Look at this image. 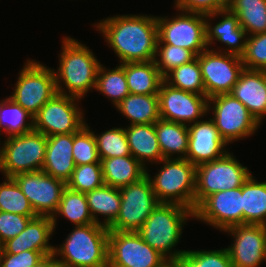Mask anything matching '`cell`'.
<instances>
[{"label":"cell","mask_w":266,"mask_h":267,"mask_svg":"<svg viewBox=\"0 0 266 267\" xmlns=\"http://www.w3.org/2000/svg\"><path fill=\"white\" fill-rule=\"evenodd\" d=\"M92 25L113 49L119 64L154 60L158 41L157 16L116 15Z\"/></svg>","instance_id":"6da1fadb"},{"label":"cell","mask_w":266,"mask_h":267,"mask_svg":"<svg viewBox=\"0 0 266 267\" xmlns=\"http://www.w3.org/2000/svg\"><path fill=\"white\" fill-rule=\"evenodd\" d=\"M61 48L59 67L54 70L57 93L84 98L96 87L101 63L85 44L74 38L64 37Z\"/></svg>","instance_id":"7a4b0ae2"},{"label":"cell","mask_w":266,"mask_h":267,"mask_svg":"<svg viewBox=\"0 0 266 267\" xmlns=\"http://www.w3.org/2000/svg\"><path fill=\"white\" fill-rule=\"evenodd\" d=\"M190 217L194 218V211L187 207L159 203L137 232L150 247L159 251L170 262H178L186 250L174 248L179 243L183 226Z\"/></svg>","instance_id":"3957f363"},{"label":"cell","mask_w":266,"mask_h":267,"mask_svg":"<svg viewBox=\"0 0 266 267\" xmlns=\"http://www.w3.org/2000/svg\"><path fill=\"white\" fill-rule=\"evenodd\" d=\"M108 236V227L97 223L75 226L53 255L62 267H108Z\"/></svg>","instance_id":"277c9868"},{"label":"cell","mask_w":266,"mask_h":267,"mask_svg":"<svg viewBox=\"0 0 266 267\" xmlns=\"http://www.w3.org/2000/svg\"><path fill=\"white\" fill-rule=\"evenodd\" d=\"M152 178L146 169L155 196L160 203L179 204L195 210L196 166L187 159L165 158Z\"/></svg>","instance_id":"5b68a950"},{"label":"cell","mask_w":266,"mask_h":267,"mask_svg":"<svg viewBox=\"0 0 266 267\" xmlns=\"http://www.w3.org/2000/svg\"><path fill=\"white\" fill-rule=\"evenodd\" d=\"M47 137L36 130L8 137L0 146V172L5 177L43 169Z\"/></svg>","instance_id":"8992f818"},{"label":"cell","mask_w":266,"mask_h":267,"mask_svg":"<svg viewBox=\"0 0 266 267\" xmlns=\"http://www.w3.org/2000/svg\"><path fill=\"white\" fill-rule=\"evenodd\" d=\"M251 174L229 151L219 159L197 165L195 208L211 194L242 187Z\"/></svg>","instance_id":"52a82bcc"},{"label":"cell","mask_w":266,"mask_h":267,"mask_svg":"<svg viewBox=\"0 0 266 267\" xmlns=\"http://www.w3.org/2000/svg\"><path fill=\"white\" fill-rule=\"evenodd\" d=\"M13 90L9 97L34 117L57 94L54 69L27 60Z\"/></svg>","instance_id":"ba28073f"},{"label":"cell","mask_w":266,"mask_h":267,"mask_svg":"<svg viewBox=\"0 0 266 267\" xmlns=\"http://www.w3.org/2000/svg\"><path fill=\"white\" fill-rule=\"evenodd\" d=\"M169 263L138 232L109 231L108 267H166Z\"/></svg>","instance_id":"9c48e42d"},{"label":"cell","mask_w":266,"mask_h":267,"mask_svg":"<svg viewBox=\"0 0 266 267\" xmlns=\"http://www.w3.org/2000/svg\"><path fill=\"white\" fill-rule=\"evenodd\" d=\"M211 109V119L226 143L248 138L260 126L249 110L229 93L208 98V113Z\"/></svg>","instance_id":"30bf717a"},{"label":"cell","mask_w":266,"mask_h":267,"mask_svg":"<svg viewBox=\"0 0 266 267\" xmlns=\"http://www.w3.org/2000/svg\"><path fill=\"white\" fill-rule=\"evenodd\" d=\"M119 190L121 193L120 211L108 229L109 231L137 232L160 202L154 194L147 175Z\"/></svg>","instance_id":"8fae6325"},{"label":"cell","mask_w":266,"mask_h":267,"mask_svg":"<svg viewBox=\"0 0 266 267\" xmlns=\"http://www.w3.org/2000/svg\"><path fill=\"white\" fill-rule=\"evenodd\" d=\"M180 11L172 18L157 16V44L179 46L196 56L208 48L206 43L205 15Z\"/></svg>","instance_id":"7c38bea8"},{"label":"cell","mask_w":266,"mask_h":267,"mask_svg":"<svg viewBox=\"0 0 266 267\" xmlns=\"http://www.w3.org/2000/svg\"><path fill=\"white\" fill-rule=\"evenodd\" d=\"M80 100L55 94L34 116V130L46 137L78 132L86 124L83 120L85 113L78 106Z\"/></svg>","instance_id":"4fadbf2b"},{"label":"cell","mask_w":266,"mask_h":267,"mask_svg":"<svg viewBox=\"0 0 266 267\" xmlns=\"http://www.w3.org/2000/svg\"><path fill=\"white\" fill-rule=\"evenodd\" d=\"M196 57L203 77L205 95L210 98L230 93L244 69L241 57L209 48Z\"/></svg>","instance_id":"5bb4252c"},{"label":"cell","mask_w":266,"mask_h":267,"mask_svg":"<svg viewBox=\"0 0 266 267\" xmlns=\"http://www.w3.org/2000/svg\"><path fill=\"white\" fill-rule=\"evenodd\" d=\"M160 119L184 125L198 122L208 113V97L174 88L162 82L158 92ZM199 119V120H198Z\"/></svg>","instance_id":"9a60e30c"},{"label":"cell","mask_w":266,"mask_h":267,"mask_svg":"<svg viewBox=\"0 0 266 267\" xmlns=\"http://www.w3.org/2000/svg\"><path fill=\"white\" fill-rule=\"evenodd\" d=\"M29 200L38 216H50L57 211L66 183L42 170L19 173L12 177Z\"/></svg>","instance_id":"2e32d148"},{"label":"cell","mask_w":266,"mask_h":267,"mask_svg":"<svg viewBox=\"0 0 266 267\" xmlns=\"http://www.w3.org/2000/svg\"><path fill=\"white\" fill-rule=\"evenodd\" d=\"M216 229L242 224V187L216 192L206 197L194 210V218Z\"/></svg>","instance_id":"e0dca14e"},{"label":"cell","mask_w":266,"mask_h":267,"mask_svg":"<svg viewBox=\"0 0 266 267\" xmlns=\"http://www.w3.org/2000/svg\"><path fill=\"white\" fill-rule=\"evenodd\" d=\"M233 238L227 247L233 267H259L266 262V226L241 224L224 230Z\"/></svg>","instance_id":"ac0fdd59"},{"label":"cell","mask_w":266,"mask_h":267,"mask_svg":"<svg viewBox=\"0 0 266 267\" xmlns=\"http://www.w3.org/2000/svg\"><path fill=\"white\" fill-rule=\"evenodd\" d=\"M189 130L188 152L186 159L197 166L223 157L229 145L220 136L214 121L209 118L187 126Z\"/></svg>","instance_id":"d6986e66"},{"label":"cell","mask_w":266,"mask_h":267,"mask_svg":"<svg viewBox=\"0 0 266 267\" xmlns=\"http://www.w3.org/2000/svg\"><path fill=\"white\" fill-rule=\"evenodd\" d=\"M222 15V20L220 19L216 25L208 22L211 18L212 20L218 16ZM205 31H206V43L208 48L215 43V41L224 43L227 48L218 51L227 54H233L241 57L245 51L247 34L245 30L241 27L238 16L231 12L228 8L214 12L213 14L205 15Z\"/></svg>","instance_id":"ffe728a7"},{"label":"cell","mask_w":266,"mask_h":267,"mask_svg":"<svg viewBox=\"0 0 266 267\" xmlns=\"http://www.w3.org/2000/svg\"><path fill=\"white\" fill-rule=\"evenodd\" d=\"M54 231L50 216L32 218L18 236L1 245L0 253L18 254L29 250L42 252L45 256L53 255L54 246L49 244V240Z\"/></svg>","instance_id":"44dd1931"},{"label":"cell","mask_w":266,"mask_h":267,"mask_svg":"<svg viewBox=\"0 0 266 267\" xmlns=\"http://www.w3.org/2000/svg\"><path fill=\"white\" fill-rule=\"evenodd\" d=\"M229 94L239 100L261 125L266 116V71L244 68Z\"/></svg>","instance_id":"7402d4cb"},{"label":"cell","mask_w":266,"mask_h":267,"mask_svg":"<svg viewBox=\"0 0 266 267\" xmlns=\"http://www.w3.org/2000/svg\"><path fill=\"white\" fill-rule=\"evenodd\" d=\"M73 133L47 137L45 161L42 171L67 183L73 170Z\"/></svg>","instance_id":"603a6c76"},{"label":"cell","mask_w":266,"mask_h":267,"mask_svg":"<svg viewBox=\"0 0 266 267\" xmlns=\"http://www.w3.org/2000/svg\"><path fill=\"white\" fill-rule=\"evenodd\" d=\"M125 134L131 155L146 169L147 163H158L164 159L158 143L155 123L128 125L125 128Z\"/></svg>","instance_id":"cb8c5ba5"},{"label":"cell","mask_w":266,"mask_h":267,"mask_svg":"<svg viewBox=\"0 0 266 267\" xmlns=\"http://www.w3.org/2000/svg\"><path fill=\"white\" fill-rule=\"evenodd\" d=\"M104 184L121 188L139 181L146 175V168L132 155L101 160Z\"/></svg>","instance_id":"d4e9b609"},{"label":"cell","mask_w":266,"mask_h":267,"mask_svg":"<svg viewBox=\"0 0 266 267\" xmlns=\"http://www.w3.org/2000/svg\"><path fill=\"white\" fill-rule=\"evenodd\" d=\"M124 72L131 94H158L160 86L164 81V77L155 65L154 60L124 63Z\"/></svg>","instance_id":"484cf974"},{"label":"cell","mask_w":266,"mask_h":267,"mask_svg":"<svg viewBox=\"0 0 266 267\" xmlns=\"http://www.w3.org/2000/svg\"><path fill=\"white\" fill-rule=\"evenodd\" d=\"M155 131L163 158L186 159L189 130L187 125L159 119ZM179 156H177V155Z\"/></svg>","instance_id":"4316f807"},{"label":"cell","mask_w":266,"mask_h":267,"mask_svg":"<svg viewBox=\"0 0 266 267\" xmlns=\"http://www.w3.org/2000/svg\"><path fill=\"white\" fill-rule=\"evenodd\" d=\"M85 195L94 222L109 227L116 220L120 211L121 193L119 188L104 184ZM98 215L105 217L104 221H100Z\"/></svg>","instance_id":"83f0119b"},{"label":"cell","mask_w":266,"mask_h":267,"mask_svg":"<svg viewBox=\"0 0 266 267\" xmlns=\"http://www.w3.org/2000/svg\"><path fill=\"white\" fill-rule=\"evenodd\" d=\"M116 108L129 119V125L153 124L160 119L158 94L127 95Z\"/></svg>","instance_id":"f1b7e54d"},{"label":"cell","mask_w":266,"mask_h":267,"mask_svg":"<svg viewBox=\"0 0 266 267\" xmlns=\"http://www.w3.org/2000/svg\"><path fill=\"white\" fill-rule=\"evenodd\" d=\"M242 224L266 226V181L259 182L252 174L242 186Z\"/></svg>","instance_id":"f546056e"},{"label":"cell","mask_w":266,"mask_h":267,"mask_svg":"<svg viewBox=\"0 0 266 267\" xmlns=\"http://www.w3.org/2000/svg\"><path fill=\"white\" fill-rule=\"evenodd\" d=\"M227 8L238 16L247 36L266 32V0H230Z\"/></svg>","instance_id":"4dcf8cb0"},{"label":"cell","mask_w":266,"mask_h":267,"mask_svg":"<svg viewBox=\"0 0 266 267\" xmlns=\"http://www.w3.org/2000/svg\"><path fill=\"white\" fill-rule=\"evenodd\" d=\"M57 215L63 216L75 226H83L95 223L90 213L85 193L65 187L57 211L53 214L54 229Z\"/></svg>","instance_id":"1f68e13d"},{"label":"cell","mask_w":266,"mask_h":267,"mask_svg":"<svg viewBox=\"0 0 266 267\" xmlns=\"http://www.w3.org/2000/svg\"><path fill=\"white\" fill-rule=\"evenodd\" d=\"M2 129L7 138L23 135L34 130V117L10 97H6L2 100L0 112V135Z\"/></svg>","instance_id":"d6a6232c"},{"label":"cell","mask_w":266,"mask_h":267,"mask_svg":"<svg viewBox=\"0 0 266 267\" xmlns=\"http://www.w3.org/2000/svg\"><path fill=\"white\" fill-rule=\"evenodd\" d=\"M95 90L110 98L115 107L129 95L124 63L109 70L101 64L97 74Z\"/></svg>","instance_id":"836d02e7"},{"label":"cell","mask_w":266,"mask_h":267,"mask_svg":"<svg viewBox=\"0 0 266 267\" xmlns=\"http://www.w3.org/2000/svg\"><path fill=\"white\" fill-rule=\"evenodd\" d=\"M164 81L174 88L205 95L203 77L197 57L191 62L173 69L164 77Z\"/></svg>","instance_id":"e575fe53"},{"label":"cell","mask_w":266,"mask_h":267,"mask_svg":"<svg viewBox=\"0 0 266 267\" xmlns=\"http://www.w3.org/2000/svg\"><path fill=\"white\" fill-rule=\"evenodd\" d=\"M0 184V211L37 217L29 200L12 177H4Z\"/></svg>","instance_id":"d590c367"},{"label":"cell","mask_w":266,"mask_h":267,"mask_svg":"<svg viewBox=\"0 0 266 267\" xmlns=\"http://www.w3.org/2000/svg\"><path fill=\"white\" fill-rule=\"evenodd\" d=\"M100 161L102 159L131 155L124 128H111L95 134Z\"/></svg>","instance_id":"8d00e7d4"},{"label":"cell","mask_w":266,"mask_h":267,"mask_svg":"<svg viewBox=\"0 0 266 267\" xmlns=\"http://www.w3.org/2000/svg\"><path fill=\"white\" fill-rule=\"evenodd\" d=\"M181 267H233L227 248L219 250H186L180 257Z\"/></svg>","instance_id":"74e56055"},{"label":"cell","mask_w":266,"mask_h":267,"mask_svg":"<svg viewBox=\"0 0 266 267\" xmlns=\"http://www.w3.org/2000/svg\"><path fill=\"white\" fill-rule=\"evenodd\" d=\"M104 185L101 163L75 166L66 186L81 193H87Z\"/></svg>","instance_id":"f35d334b"},{"label":"cell","mask_w":266,"mask_h":267,"mask_svg":"<svg viewBox=\"0 0 266 267\" xmlns=\"http://www.w3.org/2000/svg\"><path fill=\"white\" fill-rule=\"evenodd\" d=\"M195 58L196 55L188 49L168 44H157L154 62L161 75L165 77L173 69L189 63Z\"/></svg>","instance_id":"ab89813d"},{"label":"cell","mask_w":266,"mask_h":267,"mask_svg":"<svg viewBox=\"0 0 266 267\" xmlns=\"http://www.w3.org/2000/svg\"><path fill=\"white\" fill-rule=\"evenodd\" d=\"M72 154L76 166L101 163L94 132L87 123L78 132L73 133Z\"/></svg>","instance_id":"60d3db41"},{"label":"cell","mask_w":266,"mask_h":267,"mask_svg":"<svg viewBox=\"0 0 266 267\" xmlns=\"http://www.w3.org/2000/svg\"><path fill=\"white\" fill-rule=\"evenodd\" d=\"M241 60L246 69L266 71V32L247 36Z\"/></svg>","instance_id":"b9f144b4"},{"label":"cell","mask_w":266,"mask_h":267,"mask_svg":"<svg viewBox=\"0 0 266 267\" xmlns=\"http://www.w3.org/2000/svg\"><path fill=\"white\" fill-rule=\"evenodd\" d=\"M35 217L0 211V245L18 236Z\"/></svg>","instance_id":"7bdbcfd3"},{"label":"cell","mask_w":266,"mask_h":267,"mask_svg":"<svg viewBox=\"0 0 266 267\" xmlns=\"http://www.w3.org/2000/svg\"><path fill=\"white\" fill-rule=\"evenodd\" d=\"M176 10L199 13L203 15L213 14L227 8L224 0H174Z\"/></svg>","instance_id":"ee69618b"},{"label":"cell","mask_w":266,"mask_h":267,"mask_svg":"<svg viewBox=\"0 0 266 267\" xmlns=\"http://www.w3.org/2000/svg\"><path fill=\"white\" fill-rule=\"evenodd\" d=\"M45 255L39 251H23L18 254L0 253V267H34Z\"/></svg>","instance_id":"f6af8a7d"},{"label":"cell","mask_w":266,"mask_h":267,"mask_svg":"<svg viewBox=\"0 0 266 267\" xmlns=\"http://www.w3.org/2000/svg\"><path fill=\"white\" fill-rule=\"evenodd\" d=\"M34 267H62V265L58 262L55 255H49V256H45Z\"/></svg>","instance_id":"bcb514c9"},{"label":"cell","mask_w":266,"mask_h":267,"mask_svg":"<svg viewBox=\"0 0 266 267\" xmlns=\"http://www.w3.org/2000/svg\"><path fill=\"white\" fill-rule=\"evenodd\" d=\"M166 267H181L178 262H170Z\"/></svg>","instance_id":"7dc6e473"},{"label":"cell","mask_w":266,"mask_h":267,"mask_svg":"<svg viewBox=\"0 0 266 267\" xmlns=\"http://www.w3.org/2000/svg\"><path fill=\"white\" fill-rule=\"evenodd\" d=\"M1 109H2V100H0V112H1ZM0 140H1V138H0Z\"/></svg>","instance_id":"c3c4849f"}]
</instances>
